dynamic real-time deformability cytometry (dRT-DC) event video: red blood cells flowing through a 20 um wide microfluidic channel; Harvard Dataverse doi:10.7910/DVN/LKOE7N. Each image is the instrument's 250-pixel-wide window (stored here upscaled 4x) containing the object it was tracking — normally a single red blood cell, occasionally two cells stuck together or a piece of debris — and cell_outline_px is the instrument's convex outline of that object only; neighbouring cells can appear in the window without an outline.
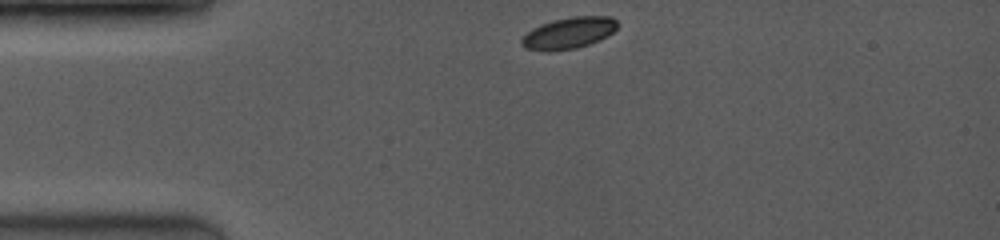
{"species": "common noctule bat (a hibernating species)", "species_latin": "Nyctalus noctula", "temperature_condition": "room temperature", "stored_images_in_passage": 32, "camera_frame_rate_fps": 3500, "um_per_image_px": 0.085, "animal": {"sex": "female", "body_mass_g": 19.0, "forearm_length_mm": 53.3}, "frame": {"image": 1, "passage_image": 1, "time_ms": 0.0, "image_size_px": [1000, 240], "cell_outline_px": [[616, 28], [612, 32], [588, 44], [576, 48], [524, 48], [520, 44], [520, 40], [532, 28], [540, 24], [552, 20], [572, 16], [612, 16], [616, 20]], "centroid_in_image_um": [48.35, 2.74], "position_along_channel_um": 36.7, "area_um2": 16.7}}
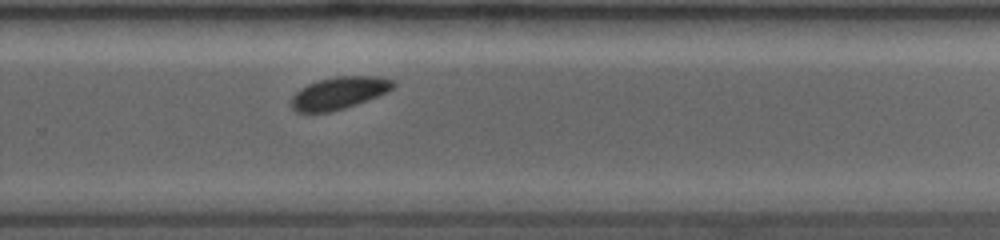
{"frame": {"image": 2, "passage_image": 21, "time_ms": 7.429, "image_size_px": [1000, 240], "cell_outline_px": [[396, 84], [388, 92], [356, 104], [332, 112], [296, 112], [292, 108], [292, 96], [300, 88], [316, 80], [336, 76], [380, 76], [396, 80]], "centroid_in_image_um": [28.84, 7.89], "position_along_channel_um": 301.0, "area_um2": 19.31}}
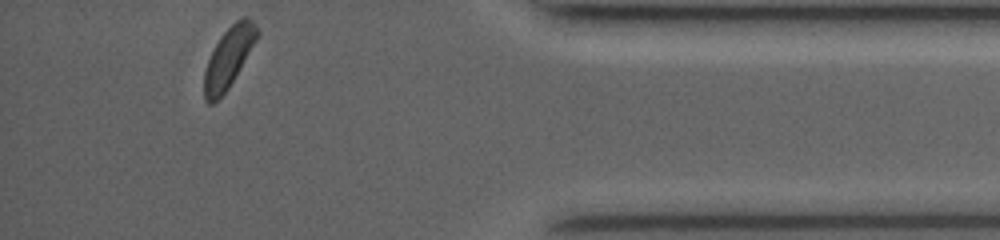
{"frame": {"image": 3, "passage_image": 32, "time_ms": 10.857, "image_size_px": [1000, 240], "cell_outline_px": [[260, 36], [228, 88], [212, 104], [208, 104], [204, 100], [204, 72], [208, 60], [216, 44], [224, 32], [236, 20], [244, 16], [252, 20], [260, 32]], "centroid_in_image_um": [19.46, 4.88], "position_along_channel_um": 415.7, "area_um2": 18.44}, "authors_computed_cell_mechanics": {"area_um2": 19.5364, "velocity_mm_per_s": 4.0504, "shape_relaxation_time_tau1_ms": 0.9347, "shape_relaxation_time_tau2_ms": null, "deformation_change_tau1": 0.0522, "deformation_change_tau2": null}}